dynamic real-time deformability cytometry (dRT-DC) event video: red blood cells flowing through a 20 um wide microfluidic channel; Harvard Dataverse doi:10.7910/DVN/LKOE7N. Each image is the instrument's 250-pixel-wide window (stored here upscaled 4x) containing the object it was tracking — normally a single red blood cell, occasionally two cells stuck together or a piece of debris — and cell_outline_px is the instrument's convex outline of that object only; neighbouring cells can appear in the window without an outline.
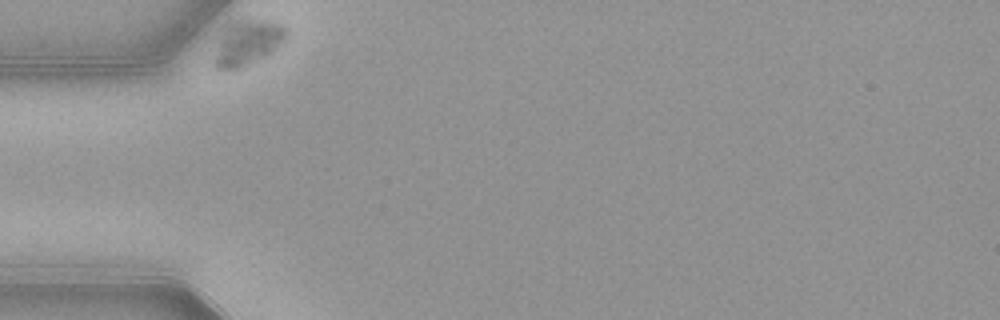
{"species": "common noctule bat (a hibernating species)", "species_latin": "Nyctalus noctula", "temperature_condition": "warm", "stored_images_in_passage": 39, "camera_frame_rate_fps": 3000, "um_per_image_px": 0.085, "animal": {"sex": "female", "body_mass_g": 21.9}, "frame": {"image": 1, "passage_image": 1, "time_ms": 0.0, "image_size_px": [1000, 320], "cell_outline_px": [[288, 36], [272, 52], [240, 68], [216, 68], [212, 64], [220, 44], [228, 28], [232, 24], [248, 20], [268, 20], [284, 24], [288, 28]], "centroid_in_image_um": [21.16, 3.63], "position_along_channel_um": 63.8, "area_um2": 17.98}}
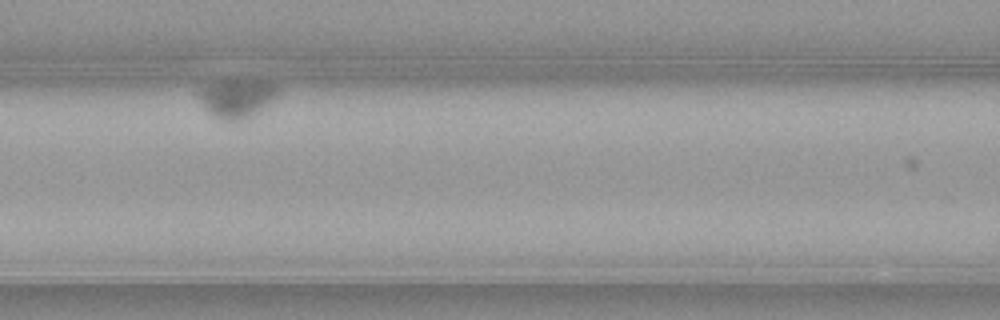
{"frame": {"image": 2, "passage_image": 12, "time_ms": 3.667, "image_size_px": [1000, 320], "cell_outline_px": [[276, 96], [268, 104], [252, 116], [240, 120], [224, 120], [212, 116], [208, 112], [200, 96], [200, 92], [208, 84], [216, 80], [268, 80], [276, 88]], "centroid_in_image_um": [20.15, 8.33], "position_along_channel_um": 146.5, "area_um2": 17.4}}
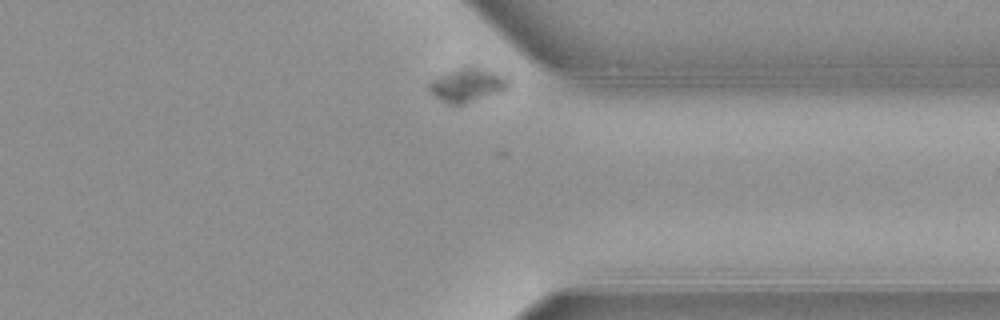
{"frame": {"image": 3, "passage_image": 37, "time_ms": 12.0, "image_size_px": [1000, 320], "cell_outline_px": [[508, 88], [500, 92], [464, 104], [448, 104], [440, 100], [428, 88], [428, 84], [432, 80], [464, 64], [476, 64], [508, 76]], "centroid_in_image_um": [39.77, 7.17], "position_along_channel_um": 371.6, "area_um2": 16.01}, "authors_computed_cell_mechanics": {"area_um2": 16.9354, "velocity_mm_per_s": 2.5639, "shape_relaxation_time_tau1_ms": 1.2889, "shape_relaxation_time_tau2_ms": null, "deformation_change_tau1": 0.0807, "deformation_change_tau2": null}}